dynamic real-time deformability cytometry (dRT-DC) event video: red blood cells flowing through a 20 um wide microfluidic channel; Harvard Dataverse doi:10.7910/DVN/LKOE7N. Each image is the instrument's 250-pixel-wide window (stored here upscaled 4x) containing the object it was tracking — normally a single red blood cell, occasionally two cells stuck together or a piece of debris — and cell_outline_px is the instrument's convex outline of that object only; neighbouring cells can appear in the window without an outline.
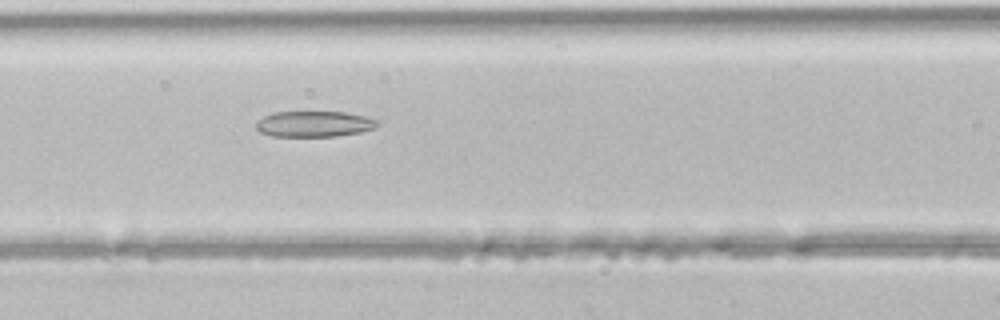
{"species": "common noctule bat (a hibernating species)", "species_latin": "Nyctalus noctula", "temperature_condition": "room temperature", "stored_images_in_passage": 38, "camera_frame_rate_fps": 3000, "um_per_image_px": 0.085, "animal": {"sex": "male", "body_mass_g": 21.5, "forearm_length_mm": 52.0}, "frame": {"image": 1, "passage_image": 11, "time_ms": 3.333, "image_size_px": [1000, 320], "cell_outline_px": [[380, 124], [376, 128], [360, 132], [336, 136], [272, 136], [260, 132], [256, 128], [256, 124], [264, 116], [272, 112], [344, 112], [364, 116], [380, 120]], "centroid_in_image_um": [26.75, 10.53], "position_along_channel_um": 139.9, "area_um2": 18.26}}
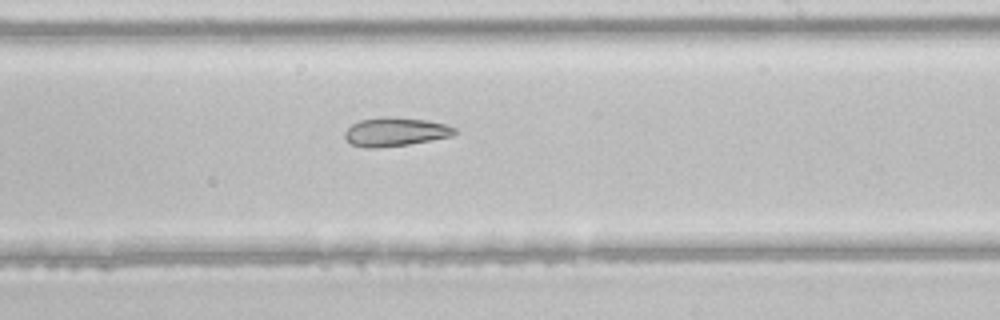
{"frame": {"image": 2, "passage_image": 19, "time_ms": 6.0, "image_size_px": [1000, 320], "cell_outline_px": [[456, 132], [452, 136], [408, 144], [376, 148], [364, 148], [352, 144], [344, 136], [344, 132], [352, 124], [360, 120], [384, 116], [392, 116], [428, 120], [444, 124], [456, 128]], "centroid_in_image_um": [33.59, 11.19], "position_along_channel_um": 255.4, "area_um2": 18.38}}
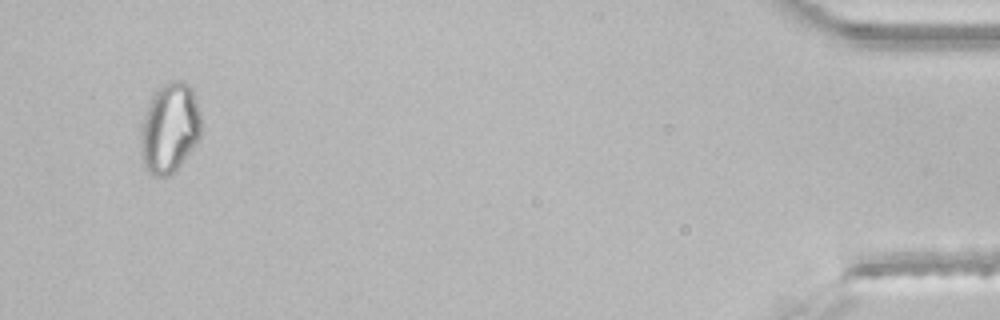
{"frame": {"image": 3, "passage_image": 36, "time_ms": 11.667, "image_size_px": [1000, 320], "cell_outline_px": [[200, 136], [196, 144], [180, 164], [168, 176], [152, 176], [144, 168], [140, 152], [140, 140], [144, 120], [152, 96], [164, 84], [176, 80], [180, 80], [188, 84], [192, 88], [196, 100], [200, 116]], "centroid_in_image_um": [14.42, 10.92], "position_along_channel_um": 420.8, "area_um2": 31.21}}